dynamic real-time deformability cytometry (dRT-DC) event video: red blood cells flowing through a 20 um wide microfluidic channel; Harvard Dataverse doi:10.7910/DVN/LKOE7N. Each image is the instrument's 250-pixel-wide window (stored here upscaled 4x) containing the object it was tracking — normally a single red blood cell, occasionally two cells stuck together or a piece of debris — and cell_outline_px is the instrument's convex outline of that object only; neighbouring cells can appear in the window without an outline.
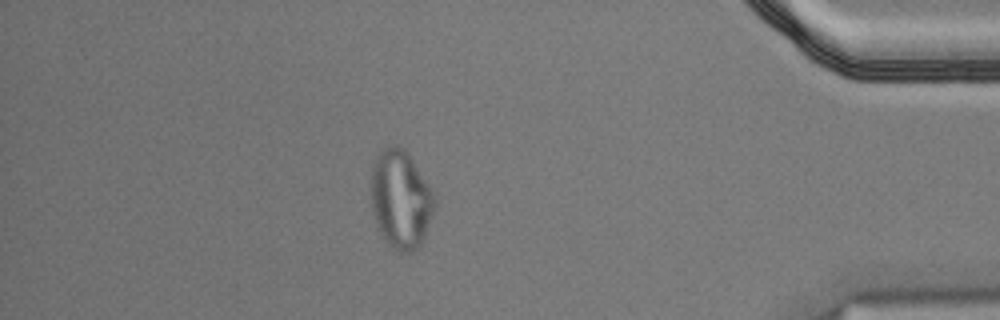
{"species": "Egyptian fruit bat (a non-hibernating species)", "species_latin": "Rousettus aegyptiacus", "temperature_condition": "cold", "stored_images_in_passage": 57, "camera_frame_rate_fps": 3000, "um_per_image_px": 0.085, "animal": {"sex": "male"}, "frame": {"image": 1, "passage_image": 49, "time_ms": 16.0, "image_size_px": [1000, 320], "cell_outline_px": [[436, 204], [424, 236], [420, 244], [412, 252], [400, 252], [392, 248], [384, 240], [376, 224], [372, 212], [372, 164], [376, 156], [388, 144], [396, 144], [404, 148], [408, 152], [428, 184], [436, 200]], "centroid_in_image_um": [34.05, 16.92], "position_along_channel_um": 401.2, "area_um2": 36.36}}